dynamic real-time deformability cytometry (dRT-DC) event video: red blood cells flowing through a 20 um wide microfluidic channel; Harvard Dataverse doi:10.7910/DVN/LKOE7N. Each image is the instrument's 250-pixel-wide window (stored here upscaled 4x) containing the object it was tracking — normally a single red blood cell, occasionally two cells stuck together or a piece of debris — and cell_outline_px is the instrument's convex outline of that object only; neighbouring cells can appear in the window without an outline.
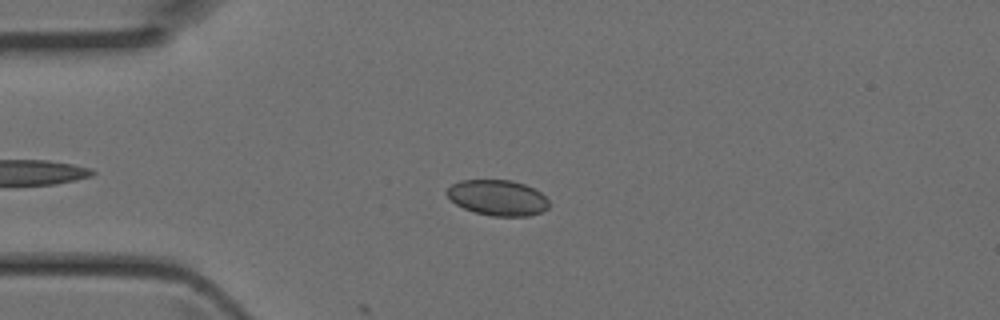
{"species": "Egyptian fruit bat (a non-hibernating species)", "species_latin": "Rousettus aegyptiacus", "temperature_condition": "room temperature", "stored_images_in_passage": 37, "camera_frame_rate_fps": 3000, "um_per_image_px": 0.085, "animal": {"sex": "female"}, "frame": {"image": 1, "passage_image": 8, "time_ms": 2.333, "image_size_px": [1000, 320], "cell_outline_px": [[548, 208], [540, 212], [528, 216], [492, 216], [476, 212], [464, 208], [456, 204], [444, 192], [452, 184], [460, 180], [512, 180], [524, 184], [540, 192], [548, 200]], "centroid_in_image_um": [42.29, 16.8], "position_along_channel_um": 42.7, "area_um2": 21.04}}
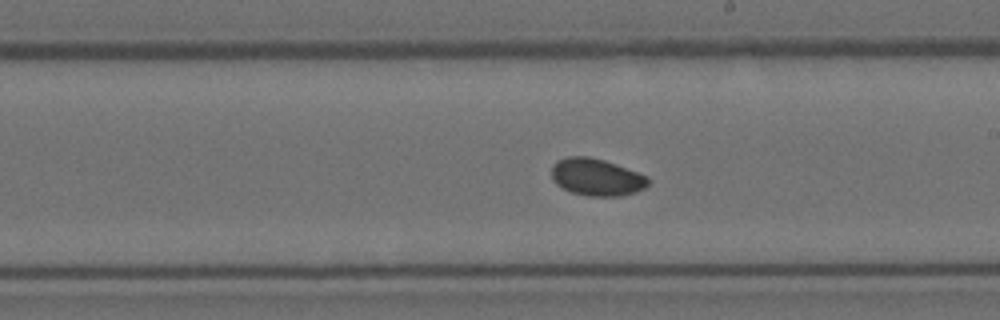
{"frame": {"image": 2, "passage_image": 22, "time_ms": 7.0, "image_size_px": [1000, 320], "cell_outline_px": [[648, 184], [644, 188], [636, 192], [620, 196], [588, 196], [572, 192], [556, 184], [552, 180], [552, 164], [556, 160], [568, 156], [588, 156], [604, 160], [616, 164], [648, 176]], "centroid_in_image_um": [50.69, 15.05], "position_along_channel_um": 238.3, "area_um2": 20.98}}
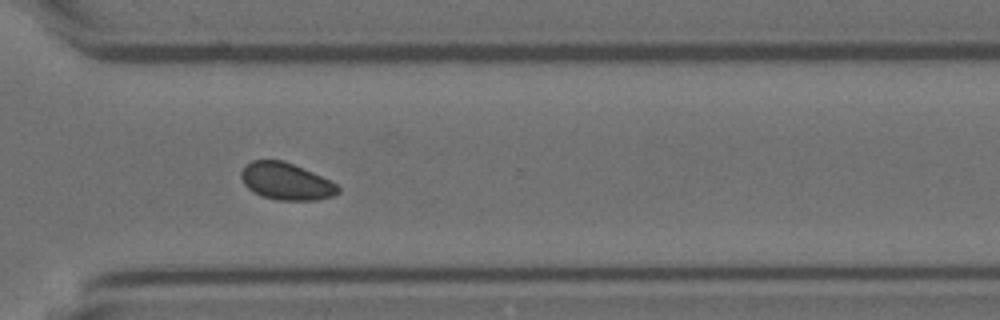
{"frame": {"image": 3, "passage_image": 29, "time_ms": 9.333, "image_size_px": [1000, 320], "cell_outline_px": [[340, 192], [332, 196], [316, 200], [276, 200], [264, 196], [248, 188], [244, 184], [240, 176], [240, 172], [252, 160], [284, 160], [312, 172], [336, 184], [340, 188]], "centroid_in_image_um": [24.32, 15.41], "position_along_channel_um": 346.3, "area_um2": 20.63}}